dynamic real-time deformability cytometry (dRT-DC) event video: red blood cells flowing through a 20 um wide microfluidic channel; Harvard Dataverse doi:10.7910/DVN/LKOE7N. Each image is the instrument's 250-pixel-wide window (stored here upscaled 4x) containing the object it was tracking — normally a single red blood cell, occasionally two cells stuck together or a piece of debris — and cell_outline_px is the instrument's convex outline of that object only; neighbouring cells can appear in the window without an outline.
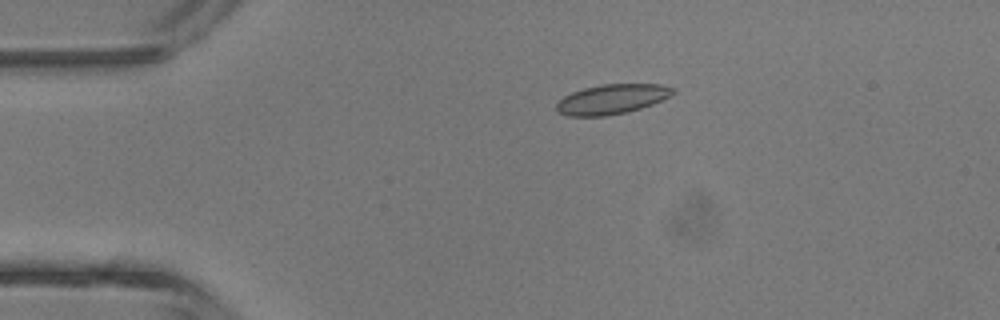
{"species": "common noctule bat (a hibernating species)", "species_latin": "Nyctalus noctula", "temperature_condition": "room temperature", "stored_images_in_passage": 2, "camera_frame_rate_fps": 3000, "um_per_image_px": 0.085, "animal": {"sex": "male", "body_mass_g": 13.3}, "frame": {"image": 1, "passage_image": 2, "time_ms": 1.333, "image_size_px": [1000, 320], "cell_outline_px": [[676, 92], [652, 104], [628, 112], [604, 116], [568, 116], [556, 112], [556, 104], [564, 96], [572, 92], [584, 88], [604, 84], [660, 84], [676, 88]], "centroid_in_image_um": [51.99, 8.43], "position_along_channel_um": 33.0, "area_um2": 20.17}}